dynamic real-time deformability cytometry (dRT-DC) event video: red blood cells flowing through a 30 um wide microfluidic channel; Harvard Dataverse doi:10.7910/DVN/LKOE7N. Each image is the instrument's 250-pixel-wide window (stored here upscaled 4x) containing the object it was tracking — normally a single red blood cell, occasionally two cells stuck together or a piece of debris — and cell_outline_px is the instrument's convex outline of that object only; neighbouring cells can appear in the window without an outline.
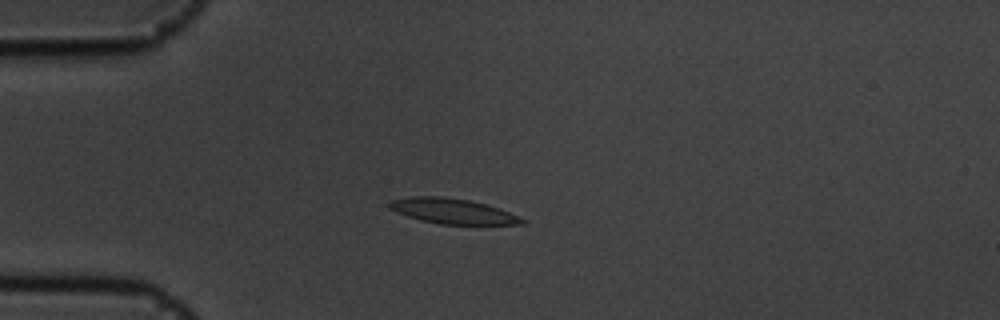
{"species": "common noctule bat (a hibernating species)", "species_latin": "Nyctalus noctula", "temperature_condition": "cold", "stored_images_in_passage": 42, "camera_frame_rate_fps": 3000, "um_per_image_px": 0.085, "animal": {"sex": "male", "body_mass_g": 19.5, "forearm_length_mm": 54.6}, "frame": {"image": 1, "passage_image": 1, "time_ms": 0.0, "image_size_px": [1000, 320], "cell_outline_px": [[528, 220], [524, 224], [440, 224], [420, 220], [396, 212], [388, 208], [388, 204], [392, 200], [412, 196], [440, 196], [472, 200], [500, 208]], "centroid_in_image_um": [38.49, 17.94], "position_along_channel_um": 46.5, "area_um2": 19.59}}
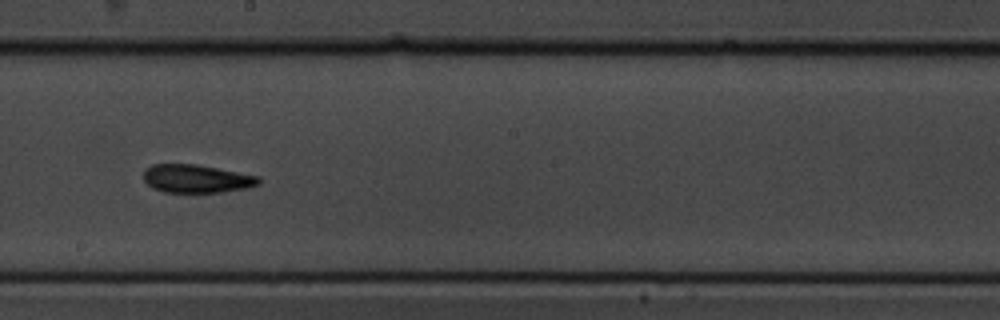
{"frame": {"image": 2, "passage_image": 18, "time_ms": 5.667, "image_size_px": [1000, 320], "cell_outline_px": [[260, 184], [244, 188], [220, 192], [164, 192], [152, 188], [144, 180], [144, 168], [152, 164], [196, 164], [260, 176]], "centroid_in_image_um": [16.68, 15.18], "position_along_channel_um": 231.5, "area_um2": 18.9}}
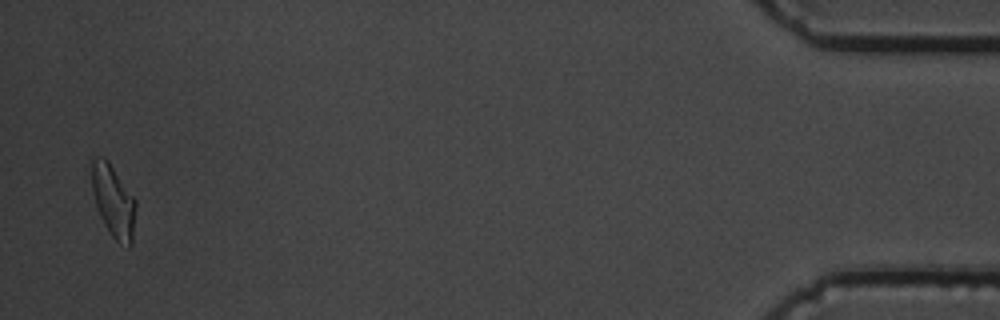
{"frame": {"image": 3, "passage_image": 41, "time_ms": 13.333, "image_size_px": [1000, 320], "cell_outline_px": [[136, 208], [132, 244], [128, 248], [120, 244], [112, 236], [104, 224], [100, 216], [96, 204], [92, 188], [88, 160], [96, 156], [104, 156], [108, 160], [136, 200]], "centroid_in_image_um": [9.61, 17.04], "position_along_channel_um": 425.6, "area_um2": 19.02}, "authors_computed_cell_mechanics": {"area_um2": 18.7272, "velocity_mm_per_s": 3.6042, "shape_relaxation_time_tau1_ms": 7.3439, "shape_relaxation_time_tau2_ms": 4.1025, "deformation_change_tau1": 0.1992, "deformation_change_tau2": 0.1319}}